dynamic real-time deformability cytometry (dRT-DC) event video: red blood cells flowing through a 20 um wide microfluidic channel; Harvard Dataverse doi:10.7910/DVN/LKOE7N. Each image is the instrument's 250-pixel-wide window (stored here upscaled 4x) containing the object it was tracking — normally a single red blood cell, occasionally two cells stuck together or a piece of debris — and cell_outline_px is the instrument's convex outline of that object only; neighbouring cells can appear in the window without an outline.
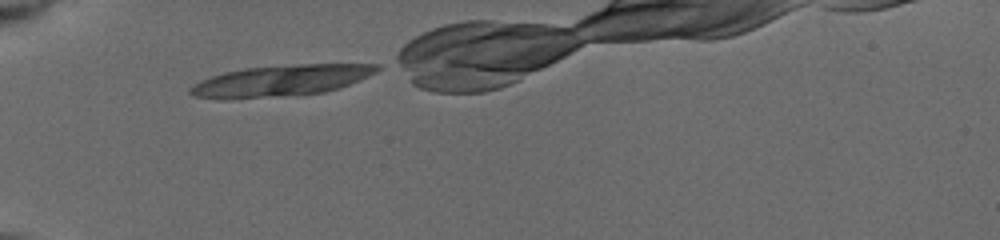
{"species": "common noctule bat (a hibernating species)", "species_latin": "Nyctalus noctula", "temperature_condition": "cold", "stored_images_in_passage": 24, "camera_frame_rate_fps": 3000, "um_per_image_px": 0.085, "animal": {"sex": "female", "body_mass_g": 19.5, "forearm_length_mm": 54.1}, "frame": {"image": 1, "passage_image": 1, "time_ms": 0.0, "image_size_px": [1000, 240], "cell_outline_px": [[380, 68], [376, 72], [368, 76], [340, 88], [324, 92], [260, 96], [192, 96], [188, 92], [188, 88], [212, 76], [224, 72], [244, 68], [300, 64], [380, 64]], "centroid_in_image_um": [24.02, 6.79], "position_along_channel_um": 61.0, "area_um2": 32.19}}